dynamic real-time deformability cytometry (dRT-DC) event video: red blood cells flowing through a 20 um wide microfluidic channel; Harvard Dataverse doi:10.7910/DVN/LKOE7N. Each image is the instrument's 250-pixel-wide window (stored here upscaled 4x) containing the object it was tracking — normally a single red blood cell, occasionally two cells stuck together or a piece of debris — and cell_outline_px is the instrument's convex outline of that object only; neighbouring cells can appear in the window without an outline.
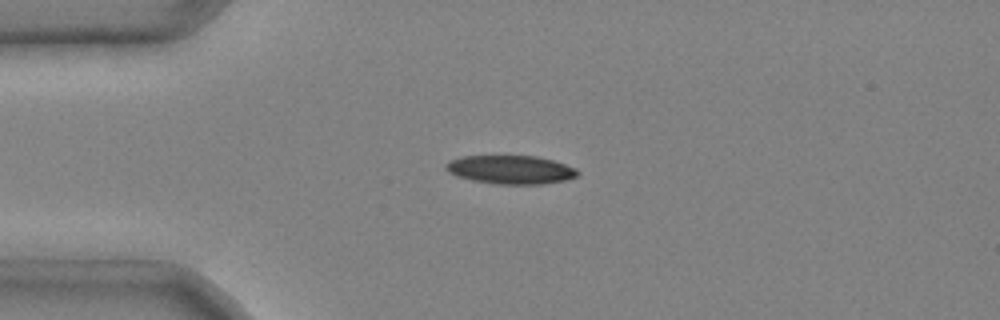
{"species": "common noctule bat (a hibernating species)", "species_latin": "Nyctalus noctula", "temperature_condition": "cold", "stored_images_in_passage": 3, "camera_frame_rate_fps": 3000, "um_per_image_px": 0.085, "animal": {"sex": "male", "body_mass_g": 20.4}, "frame": {"image": 1, "passage_image": 1, "time_ms": 0.0, "image_size_px": [1000, 320], "cell_outline_px": [[580, 172], [576, 176], [564, 180], [544, 184], [496, 184], [472, 180], [456, 176], [448, 172], [444, 168], [444, 164], [448, 160], [460, 156], [536, 156], [552, 160], [576, 168]], "centroid_in_image_um": [43.35, 14.42], "position_along_channel_um": 41.6, "area_um2": 22.02}}
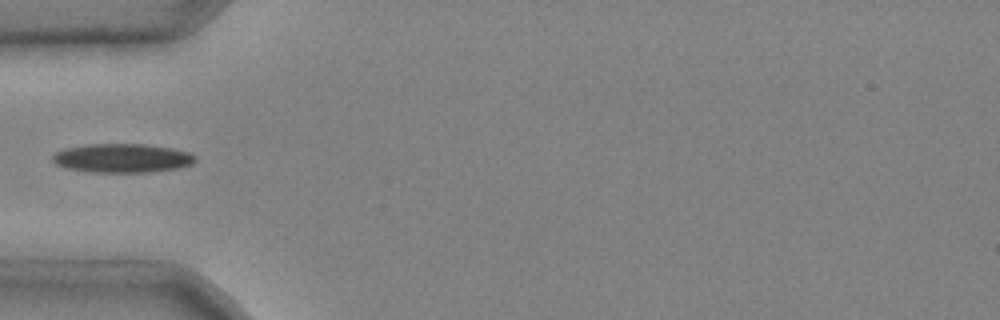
{"frame": {"image": 2, "passage_image": 2, "time_ms": 0.333, "image_size_px": [1000, 320], "cell_outline_px": [[196, 160], [192, 164], [176, 168], [148, 172], [88, 172], [64, 168], [56, 164], [52, 160], [52, 156], [56, 152], [64, 148], [88, 144], [144, 144], [172, 148], [188, 152], [196, 156]], "centroid_in_image_um": [10.35, 13.44], "position_along_channel_um": 74.6, "area_um2": 24.1}}
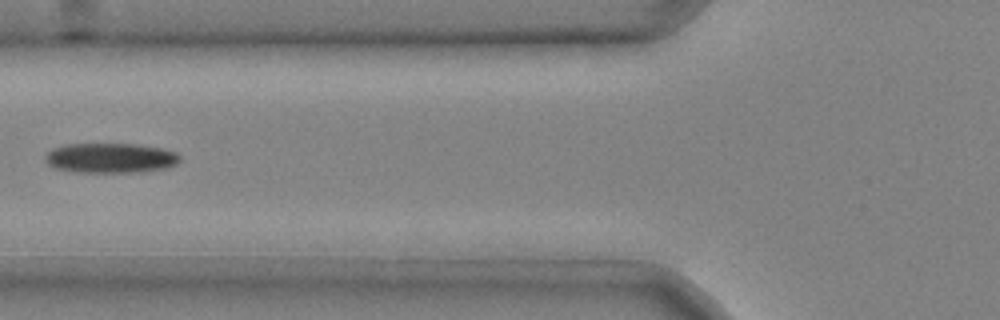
{"frame": {"image": 3, "passage_image": 3, "time_ms": 0.667, "image_size_px": [1000, 320], "cell_outline_px": [[180, 160], [176, 164], [168, 168], [144, 172], [76, 172], [56, 168], [48, 164], [44, 160], [44, 156], [52, 148], [64, 144], [136, 144], [160, 148], [176, 152], [180, 156]], "centroid_in_image_um": [9.39, 13.43], "position_along_channel_um": 116.4, "area_um2": 23.64}}